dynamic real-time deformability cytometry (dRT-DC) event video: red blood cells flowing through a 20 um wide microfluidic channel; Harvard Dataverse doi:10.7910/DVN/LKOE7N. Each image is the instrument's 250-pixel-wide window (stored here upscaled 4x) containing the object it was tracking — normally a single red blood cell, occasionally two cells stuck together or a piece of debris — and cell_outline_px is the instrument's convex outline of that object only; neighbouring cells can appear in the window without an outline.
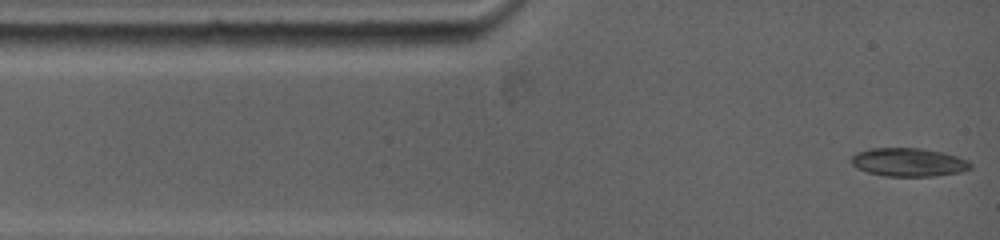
{"species": "common noctule bat (a hibernating species)", "species_latin": "Nyctalus noctula", "temperature_condition": "warm", "stored_images_in_passage": 53, "camera_frame_rate_fps": 5000, "um_per_image_px": 0.085, "animal": {"sex": "female", "body_mass_g": 19.0, "forearm_length_mm": 53.3}, "frame": {"image": 1, "passage_image": 1, "time_ms": 0.0, "image_size_px": [1000, 240], "cell_outline_px": [[972, 168], [960, 172], [936, 176], [884, 176], [868, 172], [856, 168], [852, 164], [852, 156], [856, 152], [872, 148], [920, 148], [944, 152], [968, 160], [972, 164]], "centroid_in_image_um": [77.25, 13.79], "position_along_channel_um": 7.8, "area_um2": 19.83}}
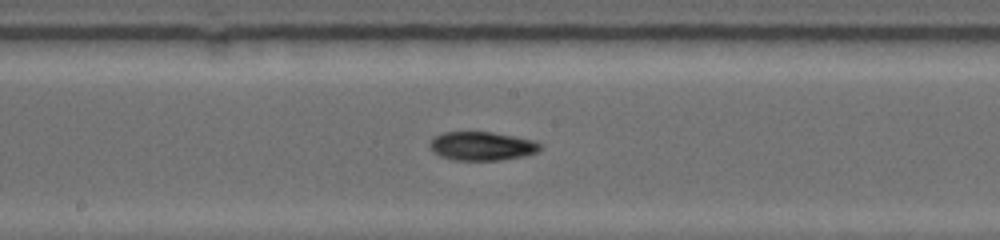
{"frame": {"image": 2, "passage_image": 28, "time_ms": 6.2, "image_size_px": [1000, 240], "cell_outline_px": [[540, 148], [536, 152], [524, 156], [500, 160], [456, 160], [440, 156], [432, 152], [428, 148], [428, 144], [436, 136], [444, 132], [492, 132], [532, 140], [540, 144]], "centroid_in_image_um": [40.91, 12.42], "position_along_channel_um": 207.3, "area_um2": 18.32}}
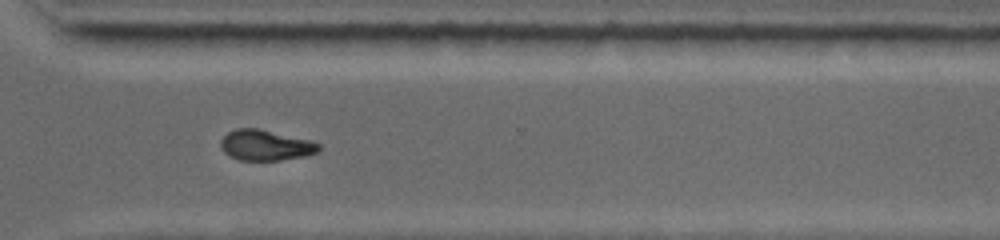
{"frame": {"image": 3, "passage_image": 52, "time_ms": 9.8, "image_size_px": [1000, 240], "cell_outline_px": [[320, 152], [304, 156], [280, 160], [240, 160], [228, 156], [220, 148], [220, 140], [228, 132], [236, 128], [256, 128], [312, 140], [320, 144]], "centroid_in_image_um": [22.57, 12.34], "position_along_channel_um": 348.0, "area_um2": 17.63}}